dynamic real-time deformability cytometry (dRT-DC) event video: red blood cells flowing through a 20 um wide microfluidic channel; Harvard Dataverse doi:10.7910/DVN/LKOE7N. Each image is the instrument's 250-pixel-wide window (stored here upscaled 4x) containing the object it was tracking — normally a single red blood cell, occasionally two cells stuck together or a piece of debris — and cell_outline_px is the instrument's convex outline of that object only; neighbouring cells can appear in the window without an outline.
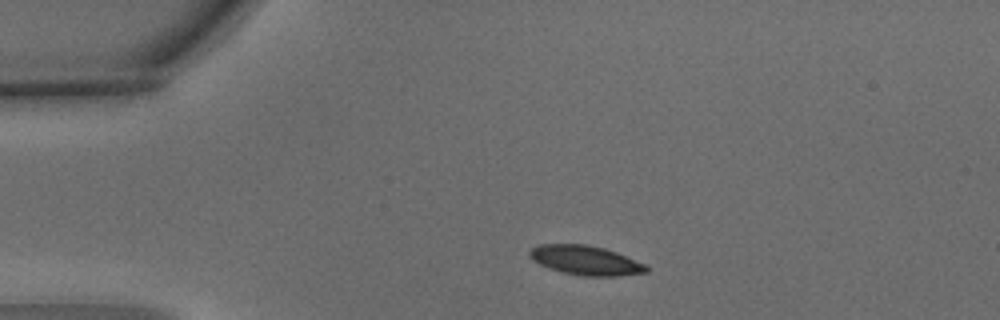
{"species": "common noctule bat (a hibernating species)", "species_latin": "Nyctalus noctula", "temperature_condition": "warm", "stored_images_in_passage": 2, "camera_frame_rate_fps": 3000, "um_per_image_px": 0.085, "animal": {"sex": "male", "body_mass_g": 15.6}, "frame": {"image": 1, "passage_image": 1, "time_ms": 0.0, "image_size_px": [1000, 320], "cell_outline_px": [[648, 272], [620, 276], [584, 276], [564, 272], [548, 268], [532, 260], [528, 256], [528, 252], [532, 248], [540, 244], [584, 244], [604, 248], [616, 252], [644, 264], [648, 268]], "centroid_in_image_um": [49.75, 22.13], "position_along_channel_um": 35.3, "area_um2": 19.88}}